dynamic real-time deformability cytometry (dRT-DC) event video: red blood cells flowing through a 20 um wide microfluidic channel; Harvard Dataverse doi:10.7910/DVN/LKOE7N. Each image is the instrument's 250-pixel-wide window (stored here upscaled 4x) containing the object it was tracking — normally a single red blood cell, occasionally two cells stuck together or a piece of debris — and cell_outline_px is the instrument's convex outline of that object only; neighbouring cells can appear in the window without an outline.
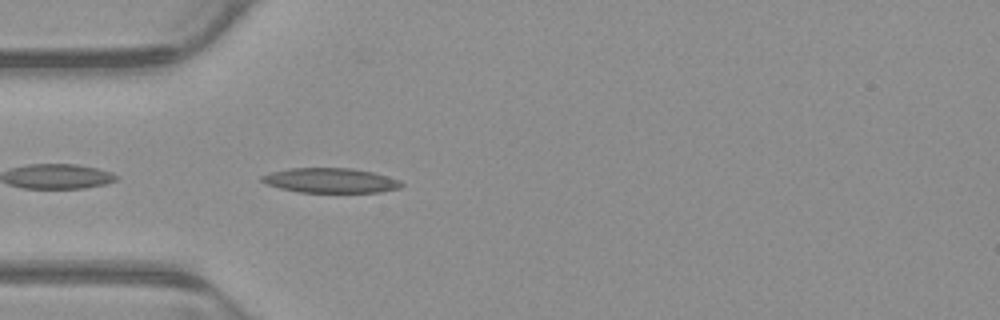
{"species": "common noctule bat (a hibernating species)", "species_latin": "Nyctalus noctula", "temperature_condition": "warm", "stored_images_in_passage": 32, "camera_frame_rate_fps": 3000, "um_per_image_px": 0.085, "animal": {"sex": "male", "body_mass_g": 23.1, "forearm_length_mm": 52.7}, "frame": {"image": 1, "passage_image": 2, "time_ms": 0.333, "image_size_px": [1000, 320], "cell_outline_px": [[404, 184], [400, 188], [380, 192], [300, 192], [280, 188], [268, 184], [260, 180], [260, 176], [268, 172], [288, 168], [352, 168], [372, 172], [400, 180]], "centroid_in_image_um": [28.07, 15.33], "position_along_channel_um": 56.9, "area_um2": 20.17}}
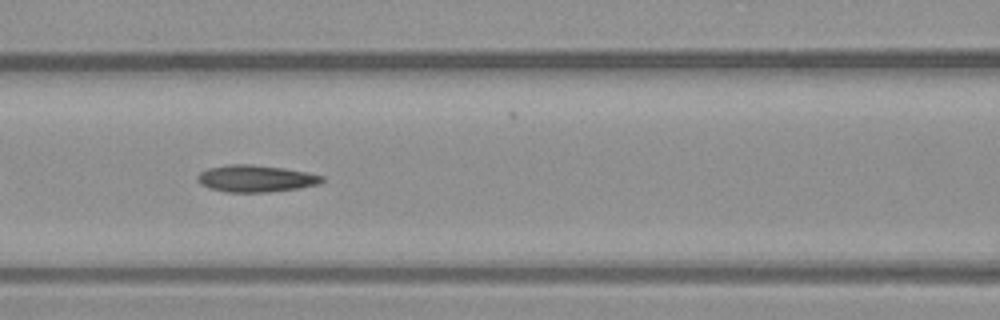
{"frame": {"image": 2, "passage_image": 9, "time_ms": 2.667, "image_size_px": [1000, 320], "cell_outline_px": [[324, 180], [316, 184], [300, 188], [268, 192], [224, 192], [208, 188], [200, 184], [196, 180], [196, 176], [200, 172], [208, 168], [228, 164], [252, 164], [284, 168], [308, 172], [324, 176]], "centroid_in_image_um": [21.7, 15.17], "position_along_channel_um": 144.9, "area_um2": 19.71}}
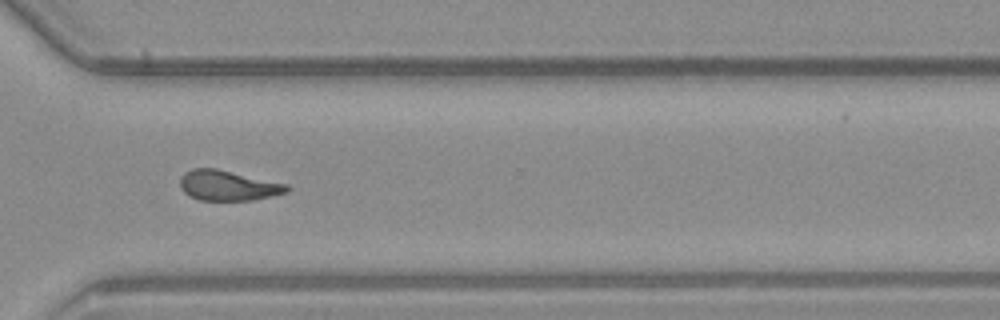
{"frame": {"image": 3, "passage_image": 25, "time_ms": 8.0, "image_size_px": [1000, 320], "cell_outline_px": [[292, 188], [288, 192], [272, 196], [252, 200], [200, 200], [188, 196], [180, 188], [180, 176], [184, 172], [192, 168], [216, 168], [288, 184]], "centroid_in_image_um": [19.38, 15.76], "position_along_channel_um": 351.2, "area_um2": 19.02}, "authors_computed_cell_mechanics": {"area_um2": 18.9873, "velocity_mm_per_s": 3.8763, "shape_relaxation_time_tau1_ms": null, "shape_relaxation_time_tau2_ms": 2.8016, "deformation_change_tau1": null, "deformation_change_tau2": 0.107}}